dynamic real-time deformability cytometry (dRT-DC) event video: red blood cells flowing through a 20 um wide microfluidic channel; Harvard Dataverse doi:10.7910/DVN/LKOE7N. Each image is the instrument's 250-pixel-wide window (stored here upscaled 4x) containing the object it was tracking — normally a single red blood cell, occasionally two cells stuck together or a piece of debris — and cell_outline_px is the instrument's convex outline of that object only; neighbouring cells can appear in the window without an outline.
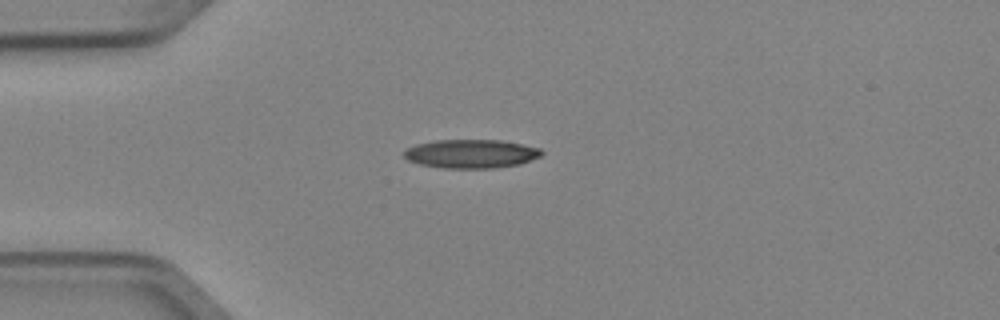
{"species": "Egyptian fruit bat (a non-hibernating species)", "species_latin": "Rousettus aegyptiacus", "temperature_condition": "cold", "stored_images_in_passage": 4, "camera_frame_rate_fps": 3000, "um_per_image_px": 0.085, "animal": {"sex": "female"}, "frame": {"image": 1, "passage_image": 1, "time_ms": 0.0, "image_size_px": [1000, 320], "cell_outline_px": [[544, 152], [540, 156], [520, 164], [492, 168], [444, 168], [420, 164], [408, 160], [404, 156], [404, 152], [408, 148], [416, 144], [436, 140], [500, 140], [540, 148]], "centroid_in_image_um": [40.04, 13.07], "position_along_channel_um": 45.0, "area_um2": 22.83}}
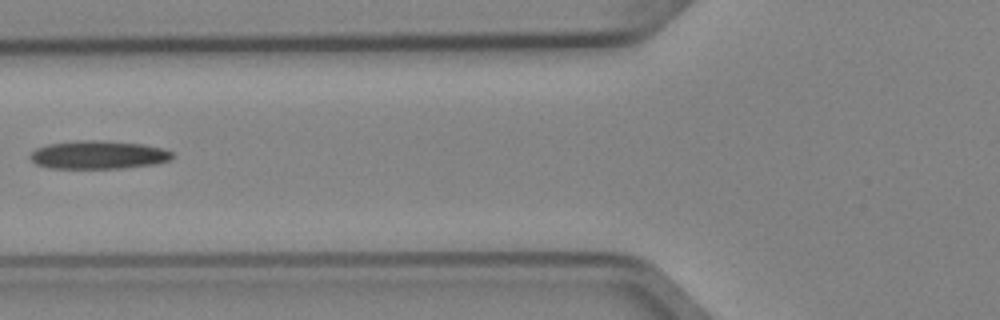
{"frame": {"image": 2, "passage_image": 3, "time_ms": 0.667, "image_size_px": [1000, 320], "cell_outline_px": [[172, 156], [168, 160], [156, 164], [120, 168], [48, 168], [36, 164], [28, 156], [36, 148], [48, 144], [80, 140], [100, 140], [140, 144], [160, 148], [172, 152]], "centroid_in_image_um": [8.3, 13.16], "position_along_channel_um": 117.5, "area_um2": 23.18}}
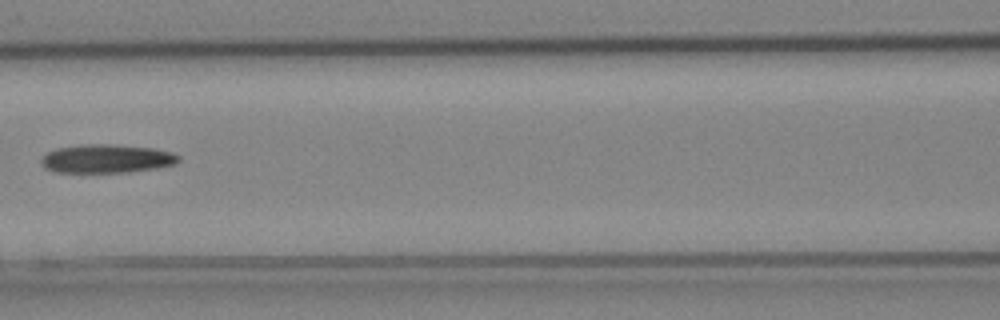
{"frame": {"image": 3, "passage_image": 4, "time_ms": 1.0, "image_size_px": [1000, 320], "cell_outline_px": [[180, 160], [176, 164], [156, 168], [128, 172], [56, 172], [44, 168], [40, 164], [40, 160], [48, 152], [56, 148], [84, 144], [112, 144], [152, 148], [172, 152], [180, 156]], "centroid_in_image_um": [9.06, 13.49], "position_along_channel_um": 157.5, "area_um2": 22.95}}